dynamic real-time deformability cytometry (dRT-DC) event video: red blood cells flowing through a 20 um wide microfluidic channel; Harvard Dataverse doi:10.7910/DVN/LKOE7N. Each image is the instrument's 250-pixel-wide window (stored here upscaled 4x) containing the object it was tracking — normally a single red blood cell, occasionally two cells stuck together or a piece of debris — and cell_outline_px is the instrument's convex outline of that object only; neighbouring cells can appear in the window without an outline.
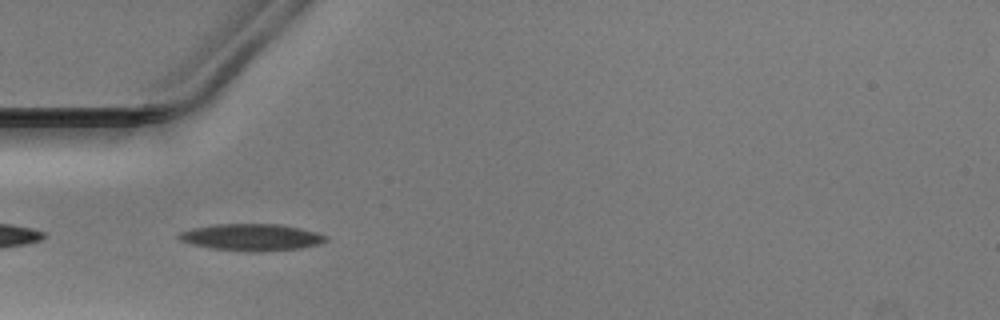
{"species": "Egyptian fruit bat (a non-hibernating species)", "species_latin": "Rousettus aegyptiacus", "temperature_condition": "warm", "stored_images_in_passage": 37, "camera_frame_rate_fps": 3000, "um_per_image_px": 0.085, "animal": {"sex": "male"}, "frame": {"image": 1, "passage_image": 2, "time_ms": 0.333, "image_size_px": [1000, 320], "cell_outline_px": [[328, 240], [320, 244], [300, 248], [216, 248], [192, 244], [180, 240], [176, 236], [180, 232], [192, 228], [212, 224], [280, 224], [300, 228], [316, 232], [328, 236]], "centroid_in_image_um": [21.38, 20.09], "position_along_channel_um": 63.6, "area_um2": 21.62}}
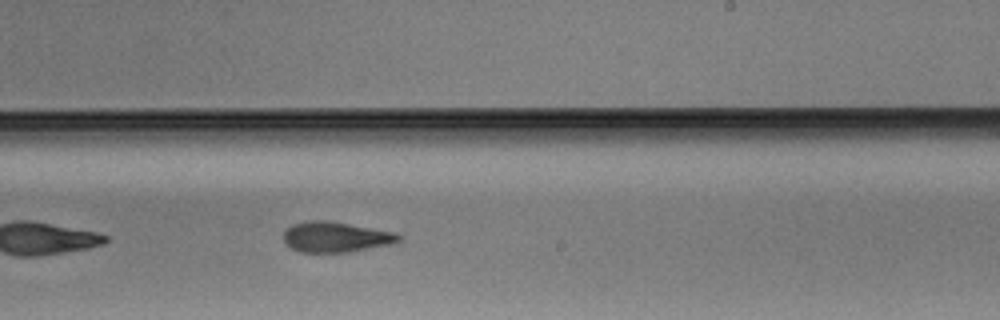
{"frame": {"image": 2, "passage_image": 17, "time_ms": 5.333, "image_size_px": [1000, 320], "cell_outline_px": [[400, 240], [392, 244], [348, 252], [300, 252], [292, 248], [284, 240], [284, 232], [292, 224], [312, 220], [324, 220], [396, 232], [400, 236]], "centroid_in_image_um": [28.55, 20.15], "position_along_channel_um": 260.5, "area_um2": 20.11}}
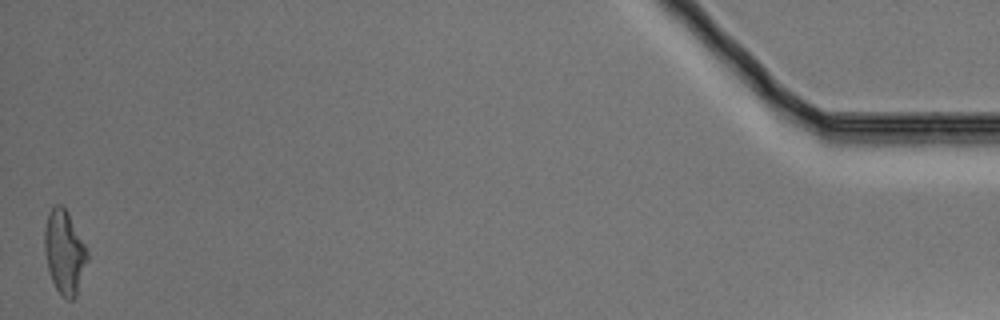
{"frame": {"image": 3, "passage_image": 37, "time_ms": 12.0, "image_size_px": [1000, 320], "cell_outline_px": [[88, 260], [76, 296], [72, 300], [68, 300], [60, 296], [52, 280], [48, 268], [44, 252], [44, 228], [48, 212], [56, 204], [60, 204], [68, 212], [88, 248]], "centroid_in_image_um": [5.48, 21.43], "position_along_channel_um": 429.7, "area_um2": 21.15}}